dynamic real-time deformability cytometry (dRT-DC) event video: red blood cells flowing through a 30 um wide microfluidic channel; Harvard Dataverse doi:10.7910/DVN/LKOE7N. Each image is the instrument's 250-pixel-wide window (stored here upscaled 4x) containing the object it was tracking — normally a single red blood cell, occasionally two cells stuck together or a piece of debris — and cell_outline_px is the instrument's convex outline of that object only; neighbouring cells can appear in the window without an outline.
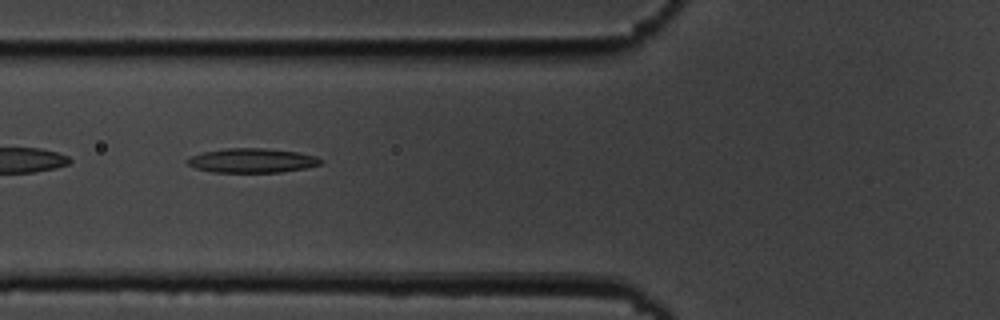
{"species": "common noctule bat (a hibernating species)", "species_latin": "Nyctalus noctula", "temperature_condition": "cold", "stored_images_in_passage": 6, "camera_frame_rate_fps": 3000, "um_per_image_px": 0.085, "animal": {"sex": "male", "body_mass_g": 19.5, "forearm_length_mm": 54.6}, "frame": {"image": 1, "passage_image": 5, "time_ms": 4.667, "image_size_px": [1000, 320], "cell_outline_px": [[320, 164], [304, 168], [280, 172], [212, 172], [196, 168], [188, 164], [184, 160], [192, 156], [204, 152], [228, 148], [264, 148], [296, 152], [316, 156], [320, 160]], "centroid_in_image_um": [21.38, 13.64], "position_along_channel_um": 104.4, "area_um2": 18.61}}